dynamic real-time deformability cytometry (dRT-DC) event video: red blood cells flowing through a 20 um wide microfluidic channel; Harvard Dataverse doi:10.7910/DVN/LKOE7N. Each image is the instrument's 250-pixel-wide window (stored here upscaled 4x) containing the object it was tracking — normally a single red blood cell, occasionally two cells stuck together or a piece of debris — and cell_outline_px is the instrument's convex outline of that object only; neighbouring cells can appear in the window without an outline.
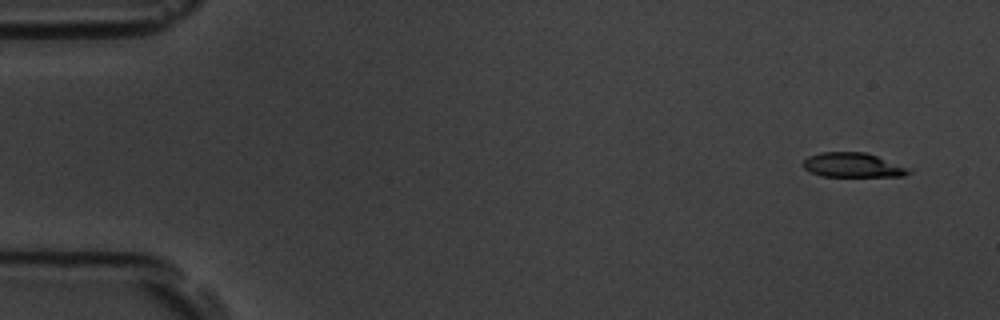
{"species": "common noctule bat (a hibernating species)", "species_latin": "Nyctalus noctula", "temperature_condition": "room temperature", "stored_images_in_passage": 5, "camera_frame_rate_fps": 3000, "um_per_image_px": 0.085, "animal": {"sex": "male", "body_mass_g": 19.5, "forearm_length_mm": 54.6}, "frame": {"image": 1, "passage_image": 1, "time_ms": 0.0, "image_size_px": [1000, 320], "cell_outline_px": [[912, 172], [904, 176], [820, 176], [804, 168], [800, 164], [808, 156], [820, 152], [864, 152], [876, 156], [904, 168]], "centroid_in_image_um": [72.36, 14.03], "position_along_channel_um": 12.6, "area_um2": 14.68}}
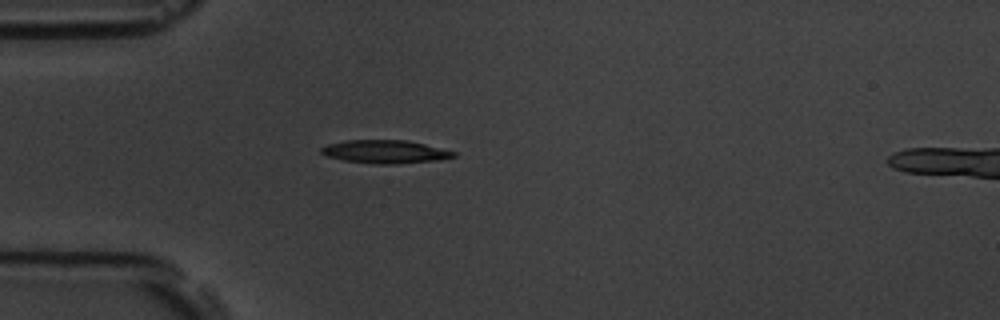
{"frame": {"image": 2, "passage_image": 4, "time_ms": 4.333, "image_size_px": [1000, 320], "cell_outline_px": [[456, 156], [440, 160], [396, 164], [376, 164], [344, 160], [328, 156], [320, 152], [320, 148], [328, 144], [344, 140], [408, 140], [456, 152]], "centroid_in_image_um": [32.74, 12.89], "position_along_channel_um": 52.3, "area_um2": 17.86}}